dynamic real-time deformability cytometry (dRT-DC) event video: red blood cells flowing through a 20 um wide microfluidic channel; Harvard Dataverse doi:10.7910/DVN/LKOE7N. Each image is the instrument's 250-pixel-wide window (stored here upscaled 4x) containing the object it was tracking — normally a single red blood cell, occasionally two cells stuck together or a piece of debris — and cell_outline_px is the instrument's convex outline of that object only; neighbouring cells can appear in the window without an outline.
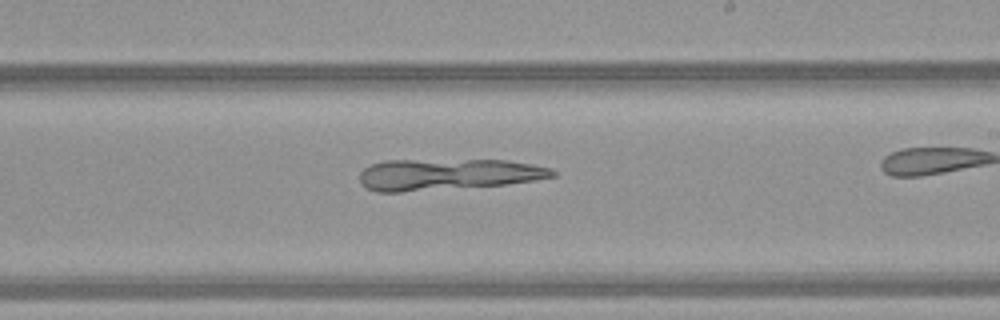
{"species": "common noctule bat (a hibernating species)", "species_latin": "Nyctalus noctula", "temperature_condition": "warm", "stored_images_in_passage": 37, "camera_frame_rate_fps": 3000, "um_per_image_px": 0.085, "animal": {"sex": "female", "body_mass_g": 21.9}, "frame": {"image": 1, "passage_image": 27, "time_ms": 8.667, "image_size_px": [1000, 320], "cell_outline_px": [[556, 176], [536, 180], [504, 184], [400, 192], [376, 192], [360, 184], [360, 172], [364, 168], [372, 164], [384, 160], [508, 160], [532, 164], [552, 168], [556, 172]], "centroid_in_image_um": [38.04, 14.82], "position_along_channel_um": 251.0, "area_um2": 35.2}}